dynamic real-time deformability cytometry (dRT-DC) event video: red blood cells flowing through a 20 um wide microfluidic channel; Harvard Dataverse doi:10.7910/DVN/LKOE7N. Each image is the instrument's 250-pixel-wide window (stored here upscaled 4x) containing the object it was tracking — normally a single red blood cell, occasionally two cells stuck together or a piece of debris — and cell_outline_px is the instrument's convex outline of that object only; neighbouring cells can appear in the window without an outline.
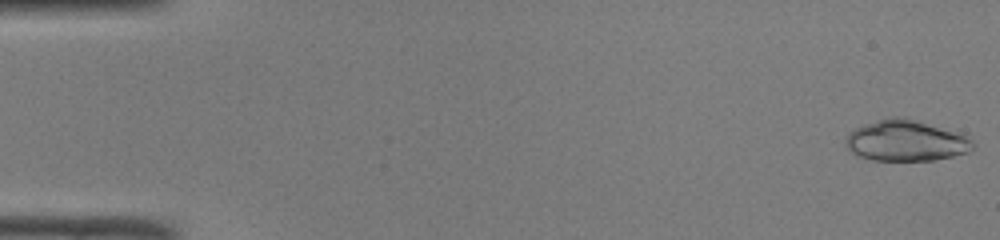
{"species": "common noctule bat (a hibernating species)", "species_latin": "Nyctalus noctula", "temperature_condition": "room temperature", "stored_images_in_passage": 16, "camera_frame_rate_fps": 3000, "um_per_image_px": 0.085, "animal": {"sex": "male", "body_mass_g": 19.0, "forearm_length_mm": 50.8}, "frame": {"image": 1, "passage_image": 1, "time_ms": 0.0, "image_size_px": [1000, 240], "cell_outline_px": [[976, 144], [972, 152], [932, 160], [872, 160], [860, 156], [852, 152], [844, 144], [844, 140], [848, 132], [864, 124], [892, 116], [904, 116], [968, 132]], "centroid_in_image_um": [77.13, 11.92], "position_along_channel_um": 7.9, "area_um2": 31.5}}
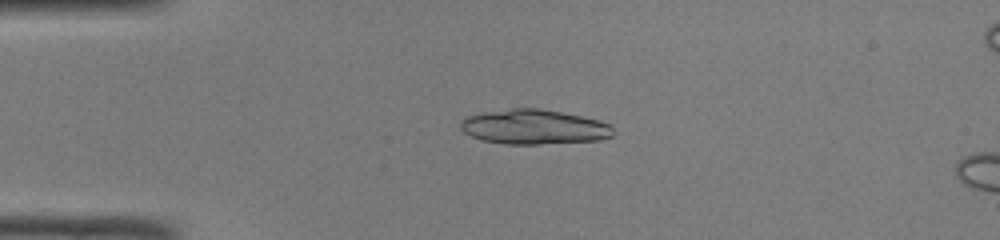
{"frame": {"image": 2, "passage_image": 12, "time_ms": 3.667, "image_size_px": [1000, 240], "cell_outline_px": [[616, 132], [612, 136], [600, 140], [540, 144], [504, 144], [480, 140], [464, 132], [460, 128], [460, 120], [464, 116], [484, 112], [512, 108], [540, 108], [600, 120], [612, 124]], "centroid_in_image_um": [45.39, 10.79], "position_along_channel_um": 39.6, "area_um2": 31.27}}